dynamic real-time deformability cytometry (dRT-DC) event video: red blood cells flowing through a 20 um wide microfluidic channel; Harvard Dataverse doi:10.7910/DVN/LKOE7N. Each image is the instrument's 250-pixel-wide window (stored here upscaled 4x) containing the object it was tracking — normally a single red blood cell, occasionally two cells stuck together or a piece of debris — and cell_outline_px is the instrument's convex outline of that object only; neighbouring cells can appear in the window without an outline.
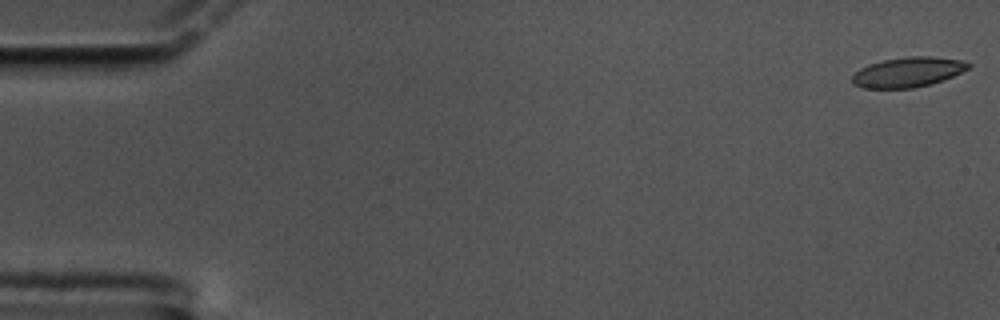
{"species": "common noctule bat (a hibernating species)", "species_latin": "Nyctalus noctula", "temperature_condition": "cold", "stored_images_in_passage": 60, "camera_frame_rate_fps": 3000, "um_per_image_px": 0.085, "animal": {"sex": "male", "body_mass_g": 17.5, "forearm_length_mm": 52.3}, "frame": {"image": 1, "passage_image": 1, "time_ms": 0.0, "image_size_px": [1000, 320], "cell_outline_px": [[972, 68], [944, 80], [912, 88], [864, 88], [852, 84], [852, 76], [860, 68], [868, 64], [884, 60], [908, 56], [932, 56], [960, 60], [972, 64]], "centroid_in_image_um": [77.2, 6.12], "position_along_channel_um": 7.8, "area_um2": 20.35}}
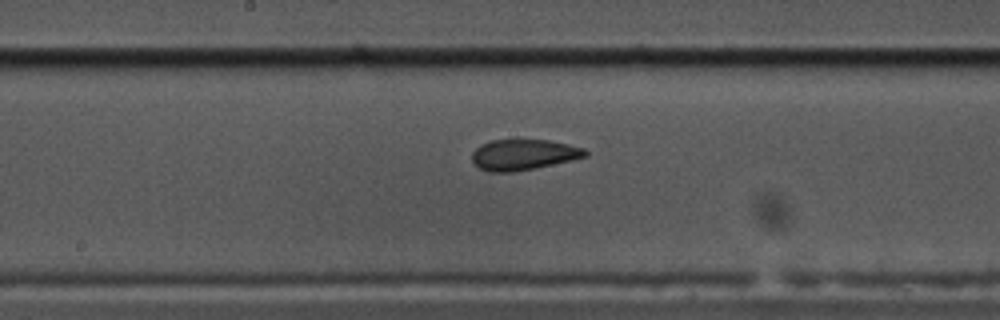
{"frame": {"image": 2, "passage_image": 31, "time_ms": 10.0, "image_size_px": [1000, 320], "cell_outline_px": [[588, 156], [572, 160], [536, 168], [512, 172], [488, 172], [472, 164], [472, 152], [480, 144], [492, 140], [548, 140], [568, 144], [584, 148], [588, 152]], "centroid_in_image_um": [44.48, 13.15], "position_along_channel_um": 203.7, "area_um2": 20.4}}
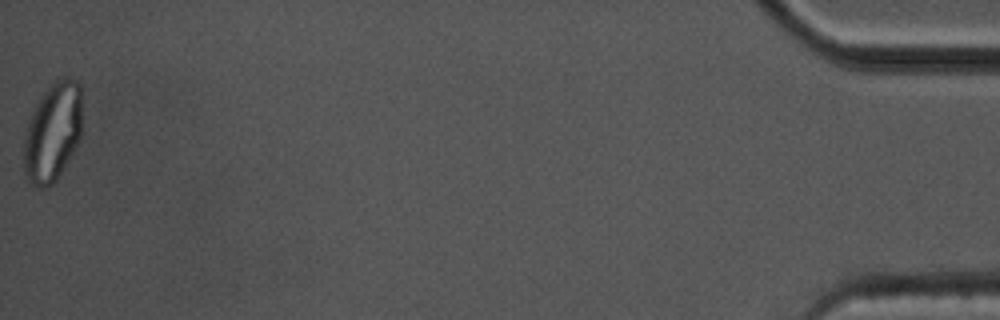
{"frame": {"image": 3, "passage_image": 60, "time_ms": 19.667, "image_size_px": [1000, 320], "cell_outline_px": [[80, 136], [76, 148], [56, 180], [48, 188], [36, 188], [28, 180], [24, 172], [24, 140], [28, 120], [32, 108], [40, 96], [60, 76], [68, 76], [76, 80], [80, 84]], "centroid_in_image_um": [4.45, 11.23], "position_along_channel_um": 430.7, "area_um2": 33.81}, "authors_computed_cell_mechanics": {"area_um2": 20.9814, "velocity_mm_per_s": 3.355, "shape_relaxation_time_tau1_ms": null, "shape_relaxation_time_tau2_ms": 1.2716, "deformation_change_tau1": null, "deformation_change_tau2": 0.0477}}